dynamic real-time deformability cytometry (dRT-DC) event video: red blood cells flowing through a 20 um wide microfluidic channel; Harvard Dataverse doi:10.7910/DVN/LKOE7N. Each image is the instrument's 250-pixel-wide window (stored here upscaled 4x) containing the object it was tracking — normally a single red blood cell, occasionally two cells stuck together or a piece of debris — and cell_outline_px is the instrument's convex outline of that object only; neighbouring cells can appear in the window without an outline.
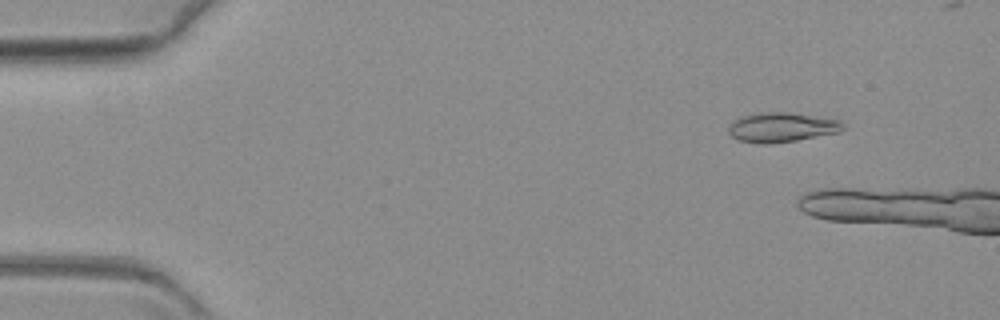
{"species": "common noctule bat (a hibernating species)", "species_latin": "Nyctalus noctula", "temperature_condition": "warm", "stored_images_in_passage": 11, "camera_frame_rate_fps": 3000, "um_per_image_px": 0.085, "animal": {"sex": "female", "body_mass_g": 19.3, "forearm_length_mm": 54.1}, "frame": {"image": 1, "passage_image": 7, "time_ms": 2.0, "image_size_px": [1000, 320], "cell_outline_px": [[844, 128], [840, 132], [796, 140], [768, 144], [764, 144], [740, 140], [732, 136], [728, 132], [728, 128], [732, 120], [740, 116], [756, 112], [788, 112], [840, 120], [844, 124]], "centroid_in_image_um": [66.42, 10.8], "position_along_channel_um": 18.6, "area_um2": 19.77}}